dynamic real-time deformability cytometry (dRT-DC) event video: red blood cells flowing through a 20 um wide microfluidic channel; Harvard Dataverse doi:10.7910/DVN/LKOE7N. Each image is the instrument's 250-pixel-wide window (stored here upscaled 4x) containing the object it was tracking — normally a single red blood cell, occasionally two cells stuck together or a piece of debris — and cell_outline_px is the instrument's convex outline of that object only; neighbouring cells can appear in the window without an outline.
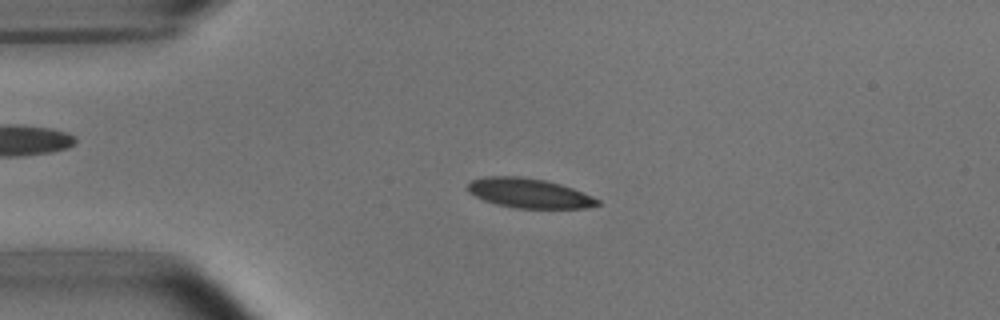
{"species": "common noctule bat (a hibernating species)", "species_latin": "Nyctalus noctula", "temperature_condition": "room temperature", "stored_images_in_passage": 52, "camera_frame_rate_fps": 3000, "um_per_image_px": 0.085, "animal": {"sex": "male", "body_mass_g": 15.6}, "frame": {"image": 1, "passage_image": 11, "time_ms": 3.333, "image_size_px": [1000, 320], "cell_outline_px": [[600, 204], [588, 208], [516, 208], [496, 204], [484, 200], [468, 192], [468, 184], [472, 180], [484, 176], [520, 176], [544, 180], [560, 184], [572, 188], [592, 196], [600, 200]], "centroid_in_image_um": [44.97, 16.42], "position_along_channel_um": 40.0, "area_um2": 22.31}}
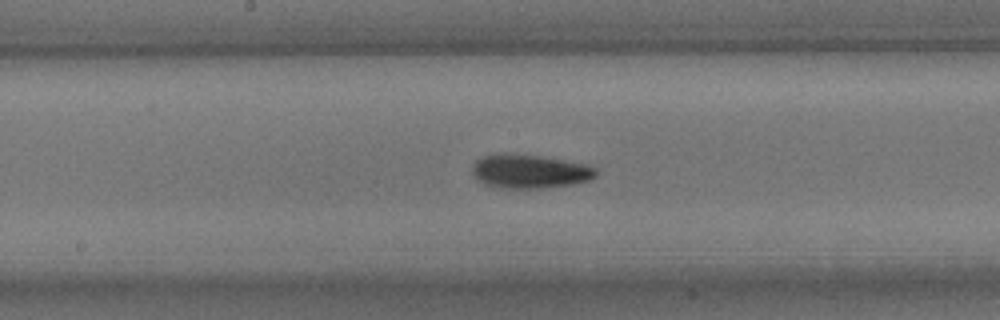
{"frame": {"image": 2, "passage_image": 26, "time_ms": 8.333, "image_size_px": [1000, 320], "cell_outline_px": [[596, 176], [588, 180], [572, 184], [540, 188], [496, 188], [484, 184], [476, 180], [472, 172], [472, 168], [476, 160], [484, 156], [500, 152], [540, 156], [584, 164], [596, 168]], "centroid_in_image_um": [44.95, 14.57], "position_along_channel_um": 203.2, "area_um2": 24.39}}
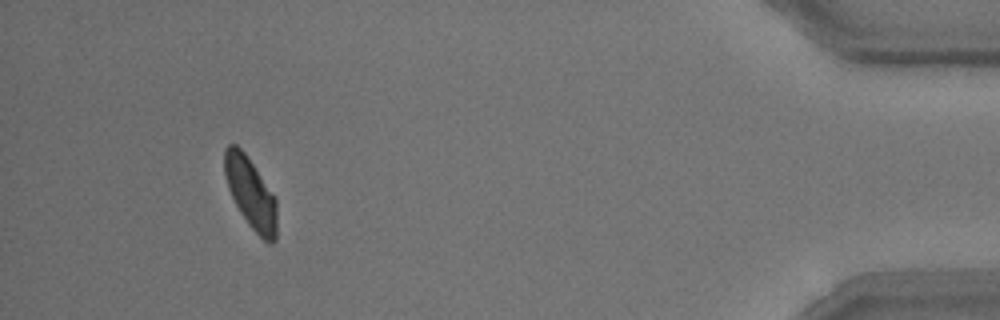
{"frame": {"image": 3, "passage_image": 48, "time_ms": 15.667, "image_size_px": [1000, 320], "cell_outline_px": [[276, 240], [272, 244], [268, 244], [248, 224], [240, 212], [228, 188], [224, 172], [224, 148], [228, 144], [236, 144], [244, 152], [276, 196]], "centroid_in_image_um": [21.31, 16.41], "position_along_channel_um": 413.9, "area_um2": 21.68}, "authors_computed_cell_mechanics": {"area_um2": 22.7443, "velocity_mm_per_s": 3.7713, "shape_relaxation_time_tau1_ms": 2.9002, "shape_relaxation_time_tau2_ms": 4.7837, "deformation_change_tau1": 0.1101, "deformation_change_tau2": 0.0858}}